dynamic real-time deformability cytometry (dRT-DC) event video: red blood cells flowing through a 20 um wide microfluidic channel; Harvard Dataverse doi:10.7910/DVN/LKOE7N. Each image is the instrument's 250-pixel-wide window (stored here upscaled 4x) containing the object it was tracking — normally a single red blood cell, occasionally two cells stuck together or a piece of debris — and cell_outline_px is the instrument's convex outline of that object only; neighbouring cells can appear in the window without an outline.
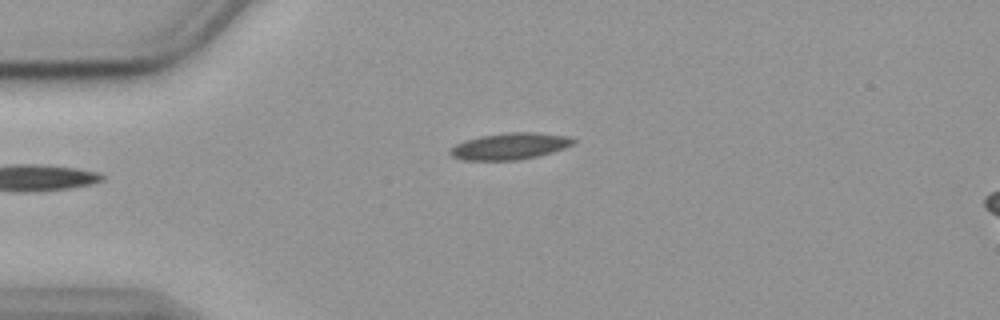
{"species": "common noctule bat (a hibernating species)", "species_latin": "Nyctalus noctula", "temperature_condition": "cold", "stored_images_in_passage": 39, "camera_frame_rate_fps": 3000, "um_per_image_px": 0.085, "animal": {"sex": "female", "body_mass_g": 19.9}, "frame": {"image": 1, "passage_image": 1, "time_ms": 0.0, "image_size_px": [1000, 320], "cell_outline_px": [[576, 140], [572, 144], [564, 148], [552, 152], [520, 160], [464, 160], [452, 156], [448, 152], [448, 148], [464, 140], [480, 136], [508, 132], [532, 132], [568, 136]], "centroid_in_image_um": [43.29, 12.42], "position_along_channel_um": 41.7, "area_um2": 19.07}}
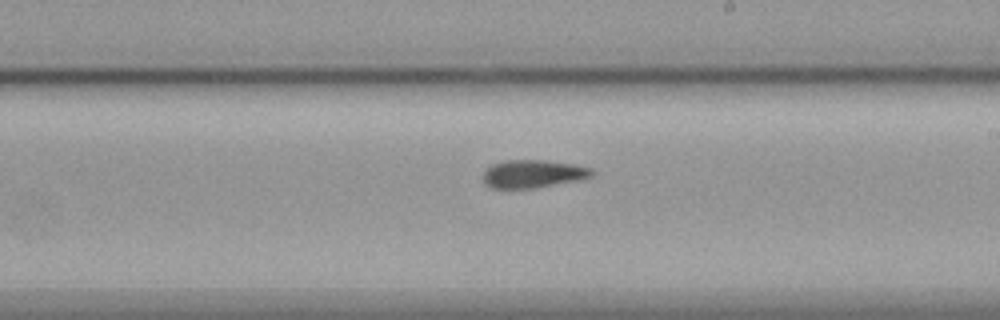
{"frame": {"image": 2, "passage_image": 20, "time_ms": 6.333, "image_size_px": [1000, 320], "cell_outline_px": [[596, 172], [592, 176], [580, 180], [532, 188], [492, 188], [484, 184], [484, 172], [492, 164], [504, 160], [548, 160], [576, 164], [592, 168]], "centroid_in_image_um": [45.35, 14.76], "position_along_channel_um": 243.6, "area_um2": 17.86}}
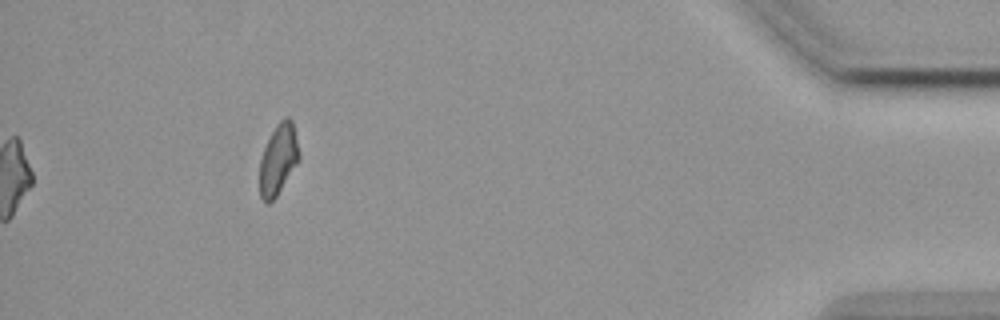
{"frame": {"image": 3, "passage_image": 39, "time_ms": 12.667, "image_size_px": [1000, 320], "cell_outline_px": [[300, 160], [276, 196], [268, 204], [264, 204], [260, 196], [260, 160], [264, 148], [276, 124], [284, 116], [288, 116], [292, 120], [300, 152]], "centroid_in_image_um": [23.67, 13.54], "position_along_channel_um": 411.5, "area_um2": 16.3}, "authors_computed_cell_mechanics": {"area_um2": 17.8602, "velocity_mm_per_s": 3.5679, "shape_relaxation_time_tau1_ms": null, "shape_relaxation_time_tau2_ms": 6.459, "deformation_change_tau1": null, "deformation_change_tau2": 0.0985}}